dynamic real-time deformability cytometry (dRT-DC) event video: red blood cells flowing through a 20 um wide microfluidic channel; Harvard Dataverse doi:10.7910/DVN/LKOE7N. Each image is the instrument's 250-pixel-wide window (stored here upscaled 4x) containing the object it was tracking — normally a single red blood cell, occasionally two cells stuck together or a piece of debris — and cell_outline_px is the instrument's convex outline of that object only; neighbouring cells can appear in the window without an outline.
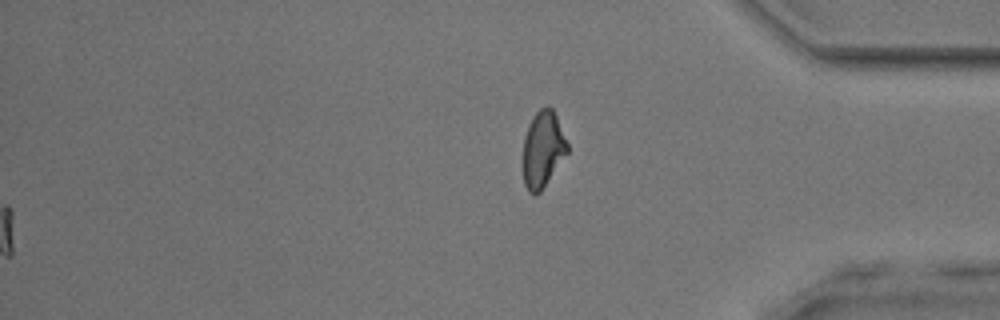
{"species": "common noctule bat (a hibernating species)", "species_latin": "Nyctalus noctula", "temperature_condition": "room temperature", "stored_images_in_passage": 41, "segment_of_instrument_passage": [2, 2], "camera_frame_rate_fps": 3000, "um_per_image_px": 0.085, "animal": {"sex": "male", "body_mass_g": 17.9, "forearm_length_mm": 54.2}, "frame": {"image": 1, "passage_image": 41, "time_ms": 13.333, "image_size_px": [1000, 320], "cell_outline_px": [[568, 152], [540, 192], [528, 192], [524, 184], [524, 136], [528, 124], [532, 116], [540, 108], [548, 104], [552, 108], [556, 116], [568, 144]], "centroid_in_image_um": [46.14, 12.64], "position_along_channel_um": 389.1, "area_um2": 19.48}}